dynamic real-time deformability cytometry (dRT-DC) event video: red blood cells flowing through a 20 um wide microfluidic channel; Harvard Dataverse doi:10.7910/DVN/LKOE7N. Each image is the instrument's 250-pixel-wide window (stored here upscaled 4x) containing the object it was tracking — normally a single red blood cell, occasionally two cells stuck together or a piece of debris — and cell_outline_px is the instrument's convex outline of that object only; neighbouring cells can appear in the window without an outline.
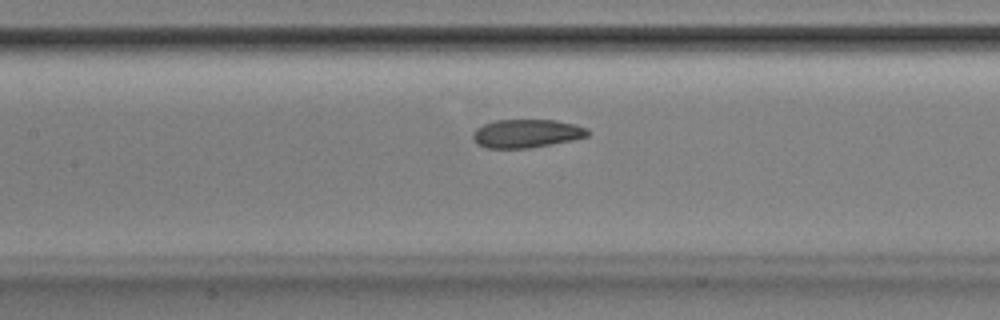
{"species": "Egyptian fruit bat (a non-hibernating species)", "species_latin": "Rousettus aegyptiacus", "temperature_condition": "room temperature", "stored_images_in_passage": 53, "camera_frame_rate_fps": 3000, "um_per_image_px": 0.085, "animal": {"sex": "male"}, "frame": {"image": 1, "passage_image": 25, "time_ms": 8.0, "image_size_px": [1000, 320], "cell_outline_px": [[592, 132], [588, 136], [572, 140], [552, 144], [528, 148], [484, 148], [476, 144], [472, 136], [476, 128], [484, 124], [496, 120], [556, 120], [576, 124], [588, 128]], "centroid_in_image_um": [44.78, 11.35], "position_along_channel_um": 162.6, "area_um2": 19.19}}
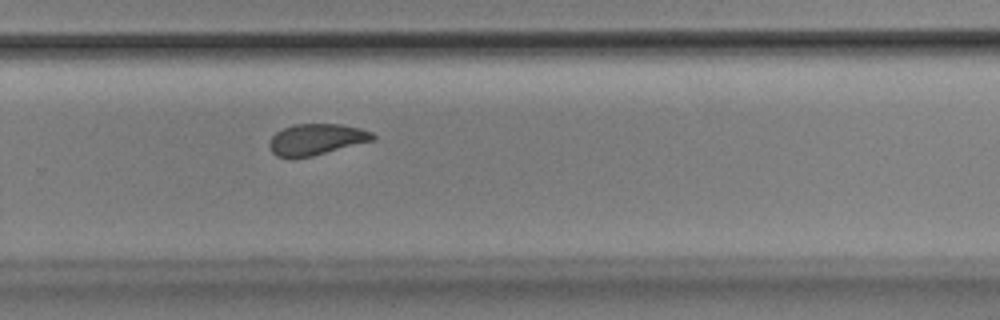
{"frame": {"image": 2, "passage_image": 36, "time_ms": 11.667, "image_size_px": [1000, 320], "cell_outline_px": [[376, 140], [312, 156], [276, 156], [268, 148], [268, 140], [276, 132], [292, 124], [340, 124], [360, 128], [372, 132], [376, 136]], "centroid_in_image_um": [26.91, 11.83], "position_along_channel_um": 302.9, "area_um2": 18.79}}
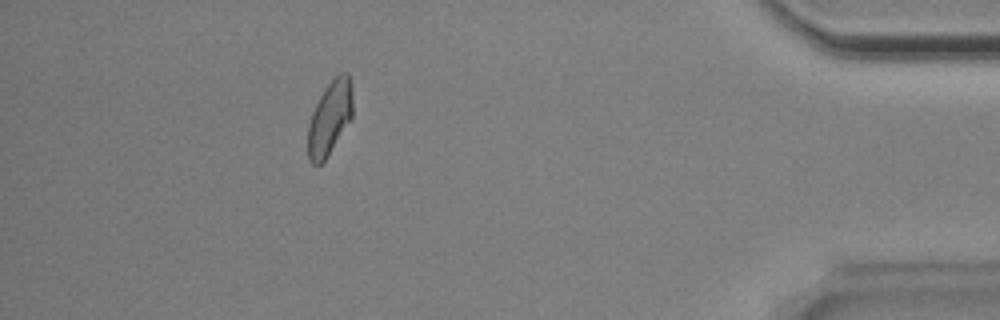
{"frame": {"image": 3, "passage_image": 48, "time_ms": 15.667, "image_size_px": [1000, 320], "cell_outline_px": [[352, 116], [324, 160], [320, 164], [312, 164], [308, 160], [308, 124], [312, 112], [324, 88], [340, 72], [348, 72], [352, 84]], "centroid_in_image_um": [28.02, 9.98], "position_along_channel_um": 407.2, "area_um2": 19.02}, "authors_computed_cell_mechanics": {"area_um2": 19.8254, "velocity_mm_per_s": 3.8381, "shape_relaxation_time_tau1_ms": 6.265, "shape_relaxation_time_tau2_ms": 2.3223, "deformation_change_tau1": 0.1468, "deformation_change_tau2": 0.077}}